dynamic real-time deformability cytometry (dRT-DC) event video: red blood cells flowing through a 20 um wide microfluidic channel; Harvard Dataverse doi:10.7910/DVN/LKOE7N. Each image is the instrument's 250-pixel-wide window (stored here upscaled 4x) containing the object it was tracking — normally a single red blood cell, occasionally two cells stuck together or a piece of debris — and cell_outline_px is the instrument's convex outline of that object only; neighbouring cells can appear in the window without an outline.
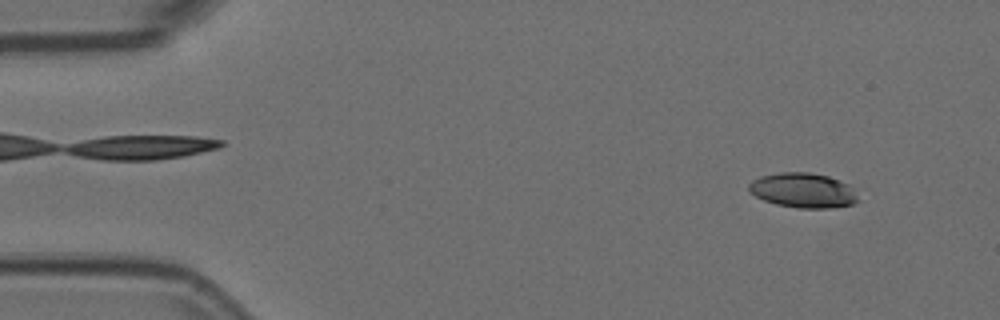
{"species": "Egyptian fruit bat (a non-hibernating species)", "species_latin": "Rousettus aegyptiacus", "temperature_condition": "room temperature", "stored_images_in_passage": 3, "camera_frame_rate_fps": 3000, "um_per_image_px": 0.085, "animal": {"sex": "female"}, "frame": {"image": 1, "passage_image": 3, "time_ms": 0.667, "image_size_px": [1000, 320], "cell_outline_px": [[860, 200], [852, 204], [832, 208], [800, 208], [776, 204], [764, 200], [748, 192], [748, 184], [752, 180], [760, 176], [780, 172], [808, 172], [828, 176], [848, 184], [852, 188]], "centroid_in_image_um": [68.24, 16.18], "position_along_channel_um": 16.8, "area_um2": 22.2}}